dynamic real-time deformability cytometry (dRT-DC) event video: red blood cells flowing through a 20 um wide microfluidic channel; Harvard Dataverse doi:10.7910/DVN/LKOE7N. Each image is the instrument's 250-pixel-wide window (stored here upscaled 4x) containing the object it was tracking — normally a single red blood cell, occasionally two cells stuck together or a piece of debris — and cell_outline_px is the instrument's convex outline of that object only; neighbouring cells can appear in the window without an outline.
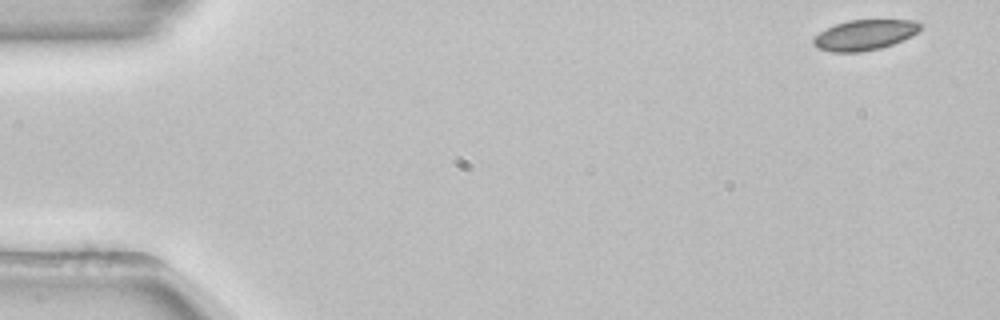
{"species": "common noctule bat (a hibernating species)", "species_latin": "Nyctalus noctula", "temperature_condition": "room temperature", "stored_images_in_passage": 52, "camera_frame_rate_fps": 3000, "um_per_image_px": 0.085, "animal": {"sex": "female", "body_mass_g": 22.7, "forearm_length_mm": 54.2}, "frame": {"image": 1, "passage_image": 1, "time_ms": 0.0, "image_size_px": [1000, 320], "cell_outline_px": [[920, 28], [912, 36], [892, 44], [880, 48], [860, 52], [832, 52], [816, 48], [812, 44], [812, 40], [820, 32], [836, 24], [848, 20], [912, 20], [920, 24]], "centroid_in_image_um": [73.45, 2.98], "position_along_channel_um": 11.5, "area_um2": 18.73}}
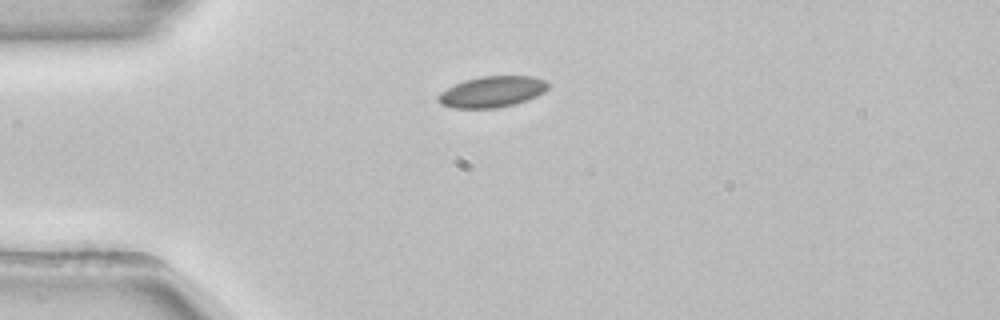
{"frame": {"image": 2, "passage_image": 12, "time_ms": 3.667, "image_size_px": [1000, 320], "cell_outline_px": [[548, 88], [544, 92], [536, 96], [516, 104], [496, 108], [452, 108], [440, 104], [436, 100], [436, 96], [440, 92], [464, 80], [480, 76], [532, 76], [544, 80], [548, 84]], "centroid_in_image_um": [41.79, 7.8], "position_along_channel_um": 43.2, "area_um2": 19.94}}
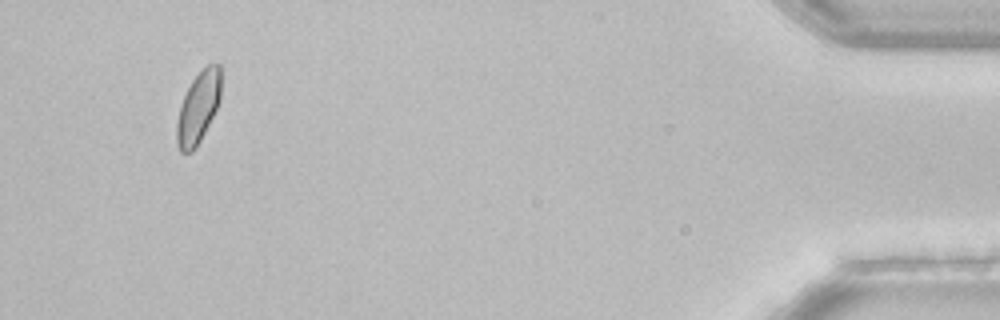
{"frame": {"image": 3, "passage_image": 49, "time_ms": 16.0, "image_size_px": [1000, 320], "cell_outline_px": [[220, 100], [196, 148], [192, 152], [180, 152], [176, 144], [176, 124], [180, 108], [184, 96], [192, 80], [208, 64], [220, 64]], "centroid_in_image_um": [16.83, 9.17], "position_along_channel_um": 418.4, "area_um2": 18.03}, "authors_computed_cell_mechanics": {"area_um2": 19.1318, "velocity_mm_per_s": 3.8525, "shape_relaxation_time_tau1_ms": 3.7532, "shape_relaxation_time_tau2_ms": null, "deformation_change_tau1": 0.0767, "deformation_change_tau2": null}}